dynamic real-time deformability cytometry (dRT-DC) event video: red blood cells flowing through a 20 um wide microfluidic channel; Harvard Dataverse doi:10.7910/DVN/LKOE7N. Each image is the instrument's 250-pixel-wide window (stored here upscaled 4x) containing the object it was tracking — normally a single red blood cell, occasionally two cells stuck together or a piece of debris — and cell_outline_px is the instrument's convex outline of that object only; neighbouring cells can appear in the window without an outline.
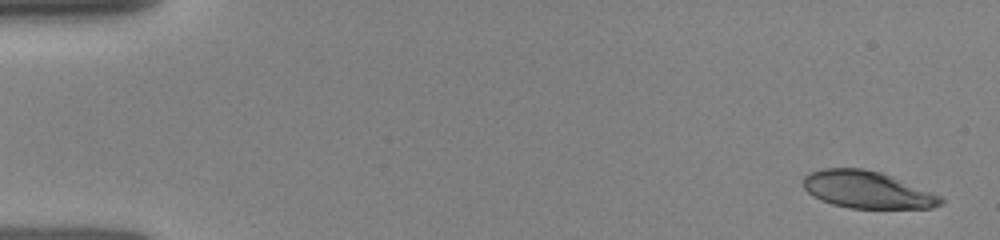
{"species": "human", "species_latin": "Homo sapiens", "temperature_condition": "room temperature", "stored_images_in_passage": 10, "camera_frame_rate_fps": 3000, "um_per_image_px": 0.085, "donor": {"sex": "female"}, "frame": {"image": 1, "passage_image": 1, "time_ms": 0.0, "image_size_px": [1000, 240], "cell_outline_px": [[944, 200], [940, 204], [932, 208], [848, 208], [832, 204], [820, 200], [812, 196], [804, 188], [804, 176], [808, 172], [824, 168], [860, 168], [880, 172], [892, 176], [932, 192], [940, 196]], "centroid_in_image_um": [73.68, 16.13], "position_along_channel_um": 11.3, "area_um2": 29.71}}
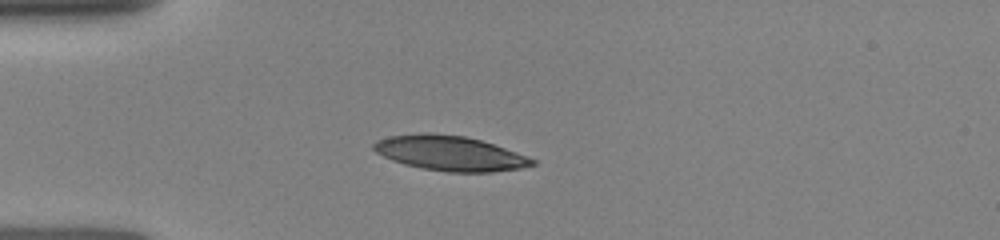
{"frame": {"image": 2, "passage_image": 9, "time_ms": 3.667, "image_size_px": [1000, 240], "cell_outline_px": [[536, 164], [520, 168], [492, 172], [448, 172], [424, 168], [404, 164], [392, 160], [376, 152], [372, 148], [372, 144], [376, 140], [388, 136], [424, 132], [432, 132], [464, 136], [480, 140], [504, 148], [536, 160]], "centroid_in_image_um": [38.19, 13.01], "position_along_channel_um": 46.8, "area_um2": 32.08}}